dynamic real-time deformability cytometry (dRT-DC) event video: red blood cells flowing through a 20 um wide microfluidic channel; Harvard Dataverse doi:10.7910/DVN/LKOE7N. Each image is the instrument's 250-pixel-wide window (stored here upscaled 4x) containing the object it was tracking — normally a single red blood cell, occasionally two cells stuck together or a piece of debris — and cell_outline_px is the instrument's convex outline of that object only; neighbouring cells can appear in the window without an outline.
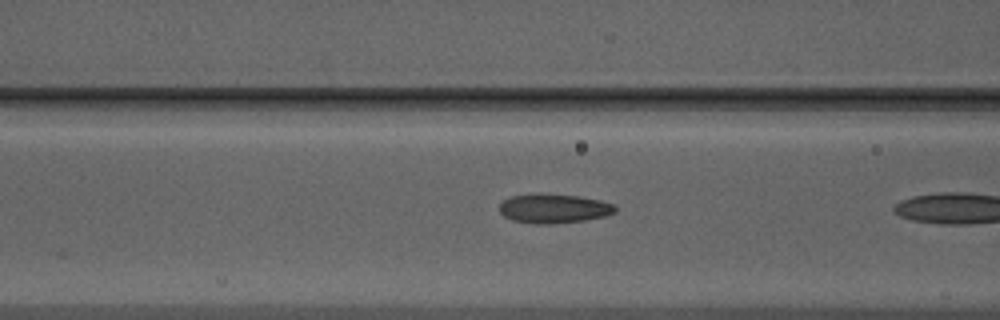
{"species": "Egyptian fruit bat (a non-hibernating species)", "species_latin": "Rousettus aegyptiacus", "temperature_condition": "warm", "stored_images_in_passage": 9, "camera_frame_rate_fps": 3000, "um_per_image_px": 0.085, "animal": {"sex": "male"}, "frame": {"image": 1, "passage_image": 8, "time_ms": 2.333, "image_size_px": [1000, 320], "cell_outline_px": [[616, 212], [604, 216], [584, 220], [548, 224], [536, 224], [512, 220], [504, 216], [500, 212], [500, 204], [504, 200], [512, 196], [532, 192], [540, 192], [580, 196], [600, 200], [612, 204], [616, 208]], "centroid_in_image_um": [47.04, 17.7], "position_along_channel_um": 119.6, "area_um2": 19.94}}